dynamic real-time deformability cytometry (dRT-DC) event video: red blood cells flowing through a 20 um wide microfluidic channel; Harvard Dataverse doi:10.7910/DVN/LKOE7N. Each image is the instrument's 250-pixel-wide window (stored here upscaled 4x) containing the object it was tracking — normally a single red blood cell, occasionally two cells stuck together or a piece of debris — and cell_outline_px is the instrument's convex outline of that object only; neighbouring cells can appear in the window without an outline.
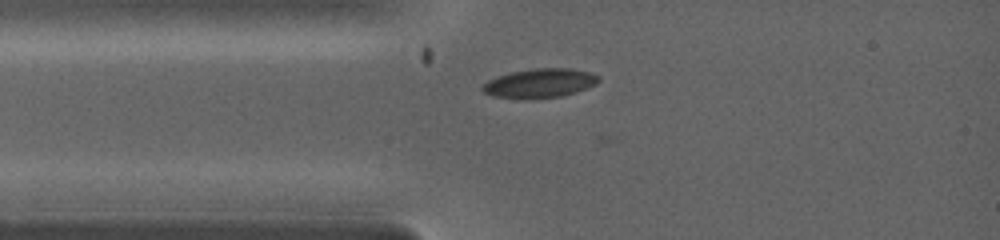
{"species": "common noctule bat (a hibernating species)", "species_latin": "Nyctalus noctula", "temperature_condition": "warm", "stored_images_in_passage": 47, "camera_frame_rate_fps": 5000, "um_per_image_px": 0.085, "animal": {"sex": "female", "body_mass_g": 19.0, "forearm_length_mm": 53.3}, "frame": {"image": 1, "passage_image": 4, "time_ms": 0.6, "image_size_px": [1000, 240], "cell_outline_px": [[600, 80], [596, 84], [576, 92], [560, 96], [524, 100], [492, 96], [484, 92], [480, 88], [488, 80], [496, 76], [512, 72], [532, 68], [568, 68], [588, 72], [600, 76]], "centroid_in_image_um": [45.85, 7.08], "position_along_channel_um": 39.2, "area_um2": 19.88}}
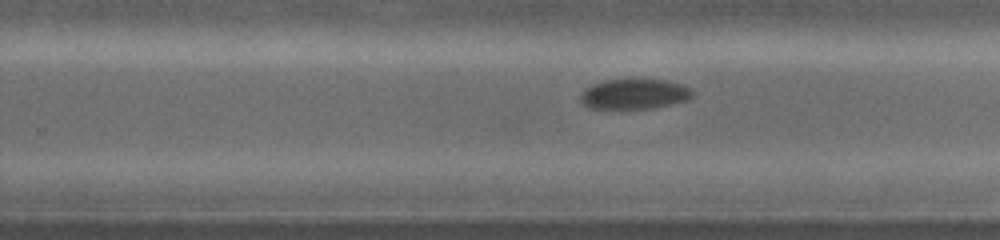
{"frame": {"image": 2, "passage_image": 27, "time_ms": 5.2, "image_size_px": [1000, 240], "cell_outline_px": [[692, 96], [688, 100], [648, 108], [592, 108], [584, 104], [580, 100], [580, 96], [584, 88], [592, 84], [604, 80], [664, 80], [680, 84], [692, 88]], "centroid_in_image_um": [53.89, 7.98], "position_along_channel_um": 275.9, "area_um2": 19.31}}
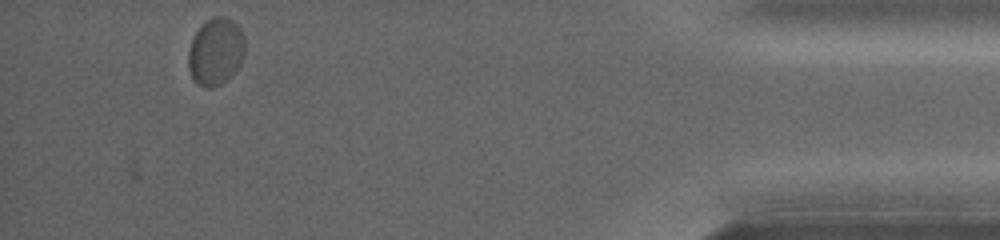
{"frame": {"image": 3, "passage_image": 47, "time_ms": 9.2, "image_size_px": [1000, 240], "cell_outline_px": [[244, 56], [240, 64], [220, 84], [212, 88], [208, 88], [196, 84], [188, 68], [188, 52], [192, 40], [200, 24], [204, 20], [212, 16], [224, 16], [232, 20], [240, 28], [244, 36]], "centroid_in_image_um": [18.31, 4.34], "position_along_channel_um": 416.9, "area_um2": 22.2}}